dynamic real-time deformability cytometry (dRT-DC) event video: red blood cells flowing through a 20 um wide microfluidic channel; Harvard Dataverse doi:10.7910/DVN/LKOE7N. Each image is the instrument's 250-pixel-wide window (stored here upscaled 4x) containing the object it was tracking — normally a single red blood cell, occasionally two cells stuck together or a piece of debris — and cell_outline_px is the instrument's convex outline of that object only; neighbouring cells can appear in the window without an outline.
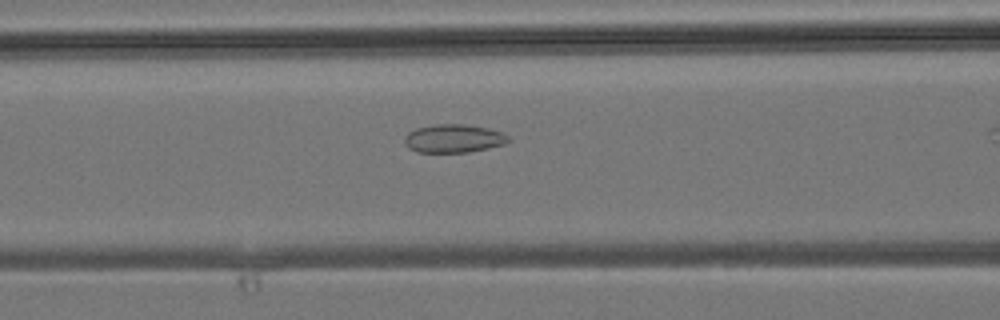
{"species": "common noctule bat (a hibernating species)", "species_latin": "Nyctalus noctula", "temperature_condition": "room temperature", "stored_images_in_passage": 16, "camera_frame_rate_fps": 3000, "um_per_image_px": 0.085, "animal": {"sex": "male", "body_mass_g": 19.2, "forearm_length_mm": 51.8}, "frame": {"image": 1, "passage_image": 7, "time_ms": 2.0, "image_size_px": [1000, 320], "cell_outline_px": [[512, 140], [504, 144], [488, 148], [468, 152], [416, 152], [408, 148], [404, 144], [404, 136], [408, 132], [416, 128], [436, 124], [464, 124], [488, 128], [504, 132]], "centroid_in_image_um": [38.56, 11.77], "position_along_channel_um": 128.0, "area_um2": 17.34}}
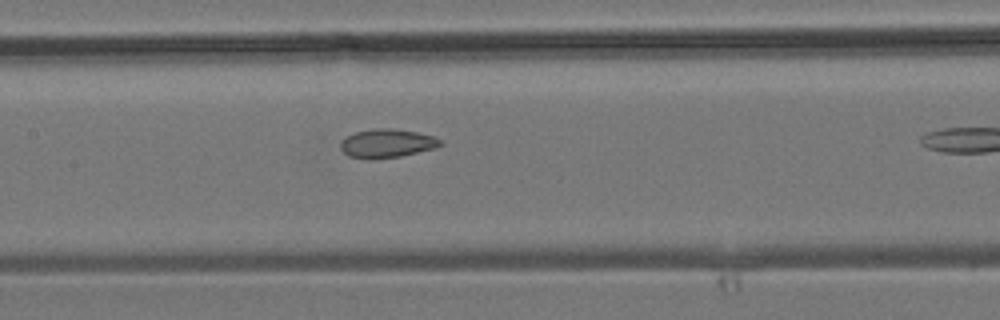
{"frame": {"image": 2, "passage_image": 10, "time_ms": 3.0, "image_size_px": [1000, 320], "cell_outline_px": [[444, 144], [436, 148], [400, 156], [372, 160], [368, 160], [348, 156], [340, 148], [340, 144], [348, 136], [356, 132], [376, 128], [392, 128], [416, 132], [432, 136], [440, 140]], "centroid_in_image_um": [32.89, 12.2], "position_along_channel_um": 174.5, "area_um2": 16.65}}
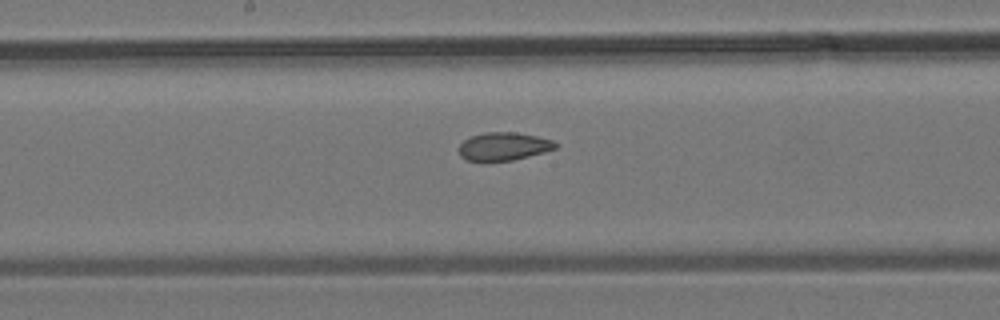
{"frame": {"image": 3, "passage_image": 12, "time_ms": 3.667, "image_size_px": [1000, 320], "cell_outline_px": [[560, 144], [556, 148], [544, 152], [512, 160], [464, 160], [460, 156], [460, 144], [464, 140], [472, 136], [484, 132], [516, 132], [536, 136], [552, 140]], "centroid_in_image_um": [42.83, 12.43], "position_along_channel_um": 205.4, "area_um2": 15.61}}